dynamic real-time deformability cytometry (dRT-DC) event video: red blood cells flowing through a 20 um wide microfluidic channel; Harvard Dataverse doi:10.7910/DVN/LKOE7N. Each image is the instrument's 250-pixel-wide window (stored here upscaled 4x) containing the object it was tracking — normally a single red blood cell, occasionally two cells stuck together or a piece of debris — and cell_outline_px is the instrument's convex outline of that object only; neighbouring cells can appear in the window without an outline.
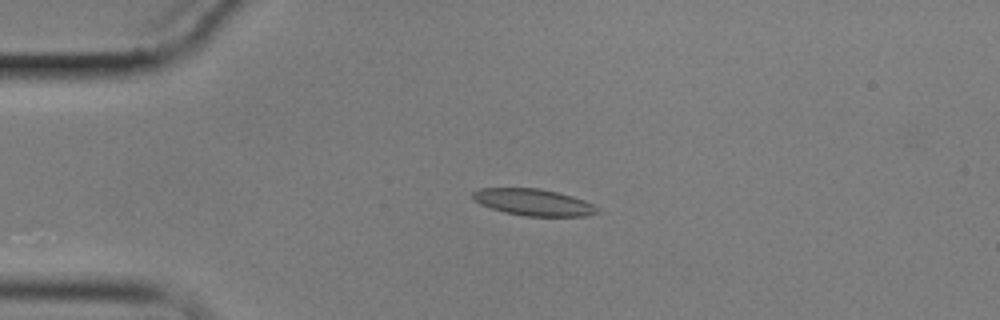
{"species": "common noctule bat (a hibernating species)", "species_latin": "Nyctalus noctula", "temperature_condition": "cold", "stored_images_in_passage": 5, "camera_frame_rate_fps": 3000, "um_per_image_px": 0.085, "animal": {"sex": "male", "body_mass_g": 17.9}, "frame": {"image": 1, "passage_image": 4, "time_ms": 3.333, "image_size_px": [1000, 320], "cell_outline_px": [[600, 212], [588, 216], [524, 216], [504, 212], [480, 204], [472, 200], [472, 192], [480, 188], [540, 188], [572, 196], [584, 200], [592, 204]], "centroid_in_image_um": [45.32, 17.19], "position_along_channel_um": 39.7, "area_um2": 19.36}}